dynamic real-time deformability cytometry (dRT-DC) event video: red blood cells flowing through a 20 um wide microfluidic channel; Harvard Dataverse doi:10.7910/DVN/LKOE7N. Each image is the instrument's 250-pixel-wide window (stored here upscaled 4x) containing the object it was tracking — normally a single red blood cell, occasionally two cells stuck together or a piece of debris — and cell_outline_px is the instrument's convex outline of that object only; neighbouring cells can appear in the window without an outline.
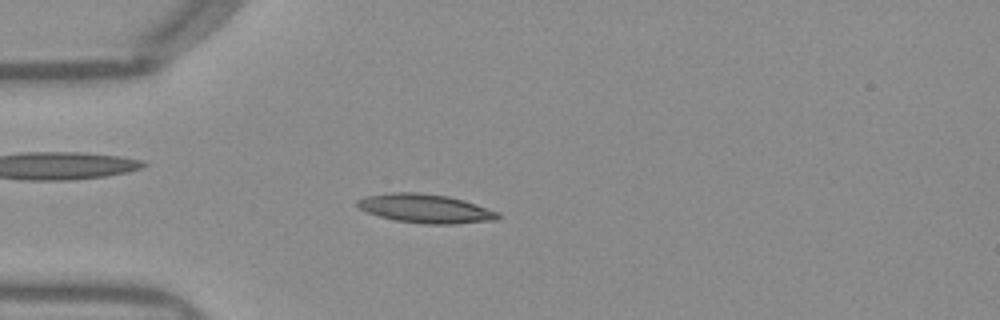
{"species": "Egyptian fruit bat (a non-hibernating species)", "species_latin": "Rousettus aegyptiacus", "temperature_condition": "warm", "stored_images_in_passage": 50, "camera_frame_rate_fps": 3000, "um_per_image_px": 0.085, "frame": {"image": 1, "passage_image": 13, "time_ms": 4.0, "image_size_px": [1000, 320], "cell_outline_px": [[500, 220], [456, 224], [424, 224], [396, 220], [380, 216], [368, 212], [360, 208], [356, 204], [356, 200], [368, 196], [392, 192], [416, 192], [448, 196], [464, 200], [500, 212]], "centroid_in_image_um": [36.23, 17.73], "position_along_channel_um": 48.8, "area_um2": 23.7}}
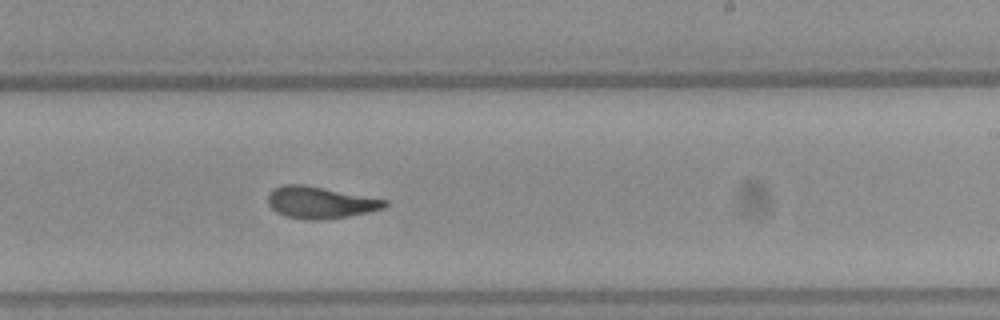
{"frame": {"image": 2, "passage_image": 30, "time_ms": 9.667, "image_size_px": [1000, 320], "cell_outline_px": [[388, 204], [384, 208], [368, 212], [348, 216], [320, 220], [308, 220], [288, 216], [276, 212], [268, 204], [268, 192], [272, 188], [280, 184], [304, 184], [388, 200]], "centroid_in_image_um": [27.19, 17.19], "position_along_channel_um": 261.8, "area_um2": 21.73}}
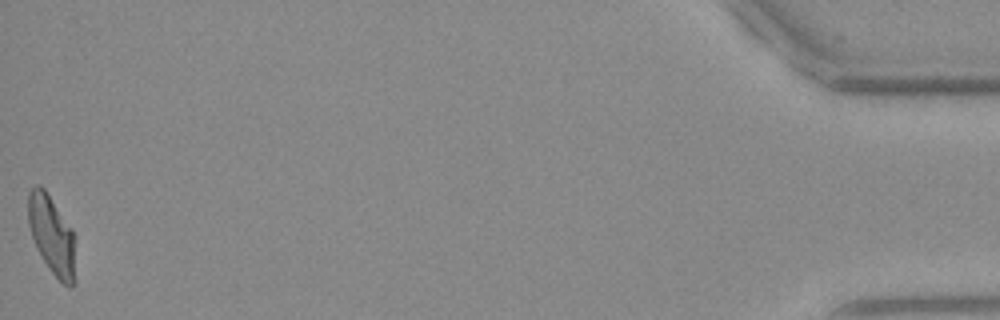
{"frame": {"image": 3, "passage_image": 50, "time_ms": 16.333, "image_size_px": [1000, 320], "cell_outline_px": [[72, 284], [68, 288], [48, 268], [36, 248], [28, 224], [28, 192], [36, 184], [40, 184], [44, 188], [72, 228]], "centroid_in_image_um": [4.32, 19.88], "position_along_channel_um": 430.9, "area_um2": 20.81}, "authors_computed_cell_mechanics": {"area_um2": 21.7039, "velocity_mm_per_s": 3.9862, "shape_relaxation_time_tau1_ms": null, "shape_relaxation_time_tau2_ms": 1.8697, "deformation_change_tau1": null, "deformation_change_tau2": 0.092}}